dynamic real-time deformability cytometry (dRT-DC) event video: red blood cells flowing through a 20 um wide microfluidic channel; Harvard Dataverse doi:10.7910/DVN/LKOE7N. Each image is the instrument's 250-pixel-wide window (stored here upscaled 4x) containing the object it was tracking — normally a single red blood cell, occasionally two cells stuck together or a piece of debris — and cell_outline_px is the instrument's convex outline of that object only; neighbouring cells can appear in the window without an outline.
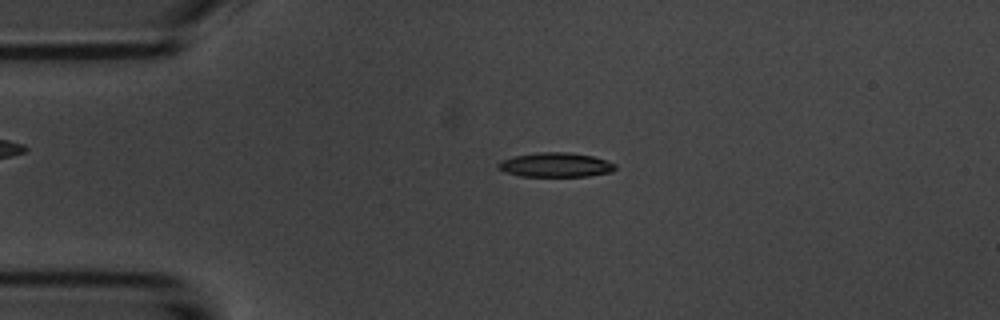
{"species": "common noctule bat (a hibernating species)", "species_latin": "Nyctalus noctula", "temperature_condition": "room temperature", "stored_images_in_passage": 53, "camera_frame_rate_fps": 3000, "um_per_image_px": 0.085, "animal": {"sex": "male", "body_mass_g": 20.1, "forearm_length_mm": 53.5}, "frame": {"image": 1, "passage_image": 11, "time_ms": 3.333, "image_size_px": [1000, 320], "cell_outline_px": [[616, 168], [612, 172], [588, 176], [520, 176], [504, 172], [496, 168], [496, 164], [500, 160], [512, 156], [540, 152], [568, 152], [592, 156], [616, 164]], "centroid_in_image_um": [47.17, 14.01], "position_along_channel_um": 37.8, "area_um2": 16.76}}
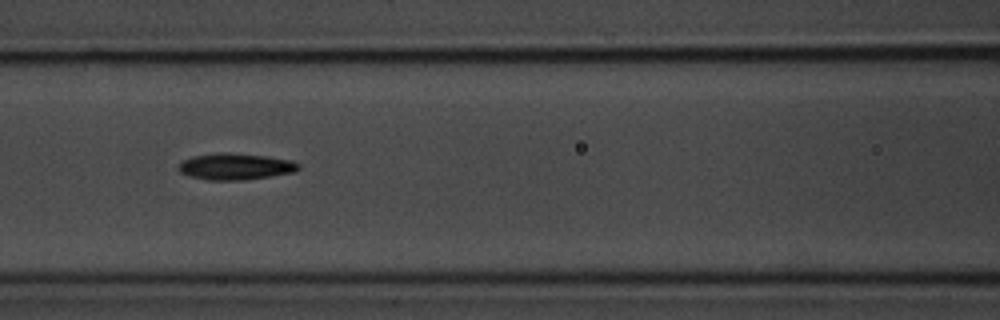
{"frame": {"image": 2, "passage_image": 22, "time_ms": 7.0, "image_size_px": [1000, 320], "cell_outline_px": [[300, 168], [296, 172], [272, 176], [244, 180], [208, 180], [188, 176], [180, 172], [176, 168], [176, 164], [192, 156], [220, 152], [228, 152], [264, 156], [292, 160], [300, 164]], "centroid_in_image_um": [19.99, 14.16], "position_along_channel_um": 146.6, "area_um2": 18.79}}
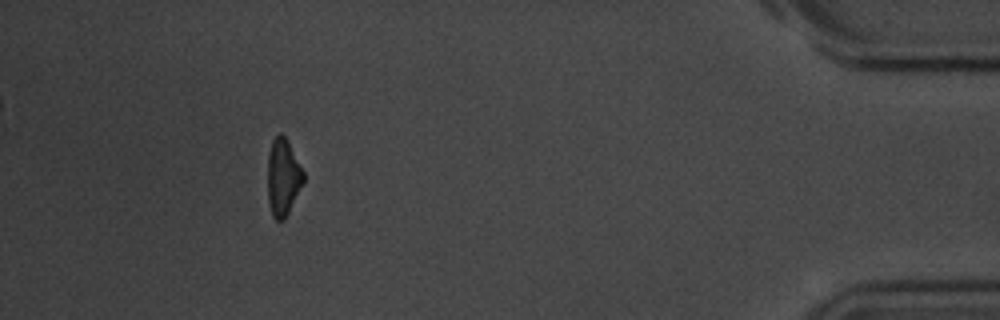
{"frame": {"image": 3, "passage_image": 48, "time_ms": 15.667, "image_size_px": [1000, 320], "cell_outline_px": [[304, 180], [284, 220], [276, 220], [272, 216], [268, 200], [268, 152], [272, 140], [280, 132], [288, 140], [304, 172]], "centroid_in_image_um": [24.05, 15.03], "position_along_channel_um": 411.2, "area_um2": 15.95}, "authors_computed_cell_mechanics": {"area_um2": 17.1666, "velocity_mm_per_s": 3.7482, "shape_relaxation_time_tau1_ms": 3.2536, "shape_relaxation_time_tau2_ms": null, "deformation_change_tau1": 0.1166, "deformation_change_tau2": null}}